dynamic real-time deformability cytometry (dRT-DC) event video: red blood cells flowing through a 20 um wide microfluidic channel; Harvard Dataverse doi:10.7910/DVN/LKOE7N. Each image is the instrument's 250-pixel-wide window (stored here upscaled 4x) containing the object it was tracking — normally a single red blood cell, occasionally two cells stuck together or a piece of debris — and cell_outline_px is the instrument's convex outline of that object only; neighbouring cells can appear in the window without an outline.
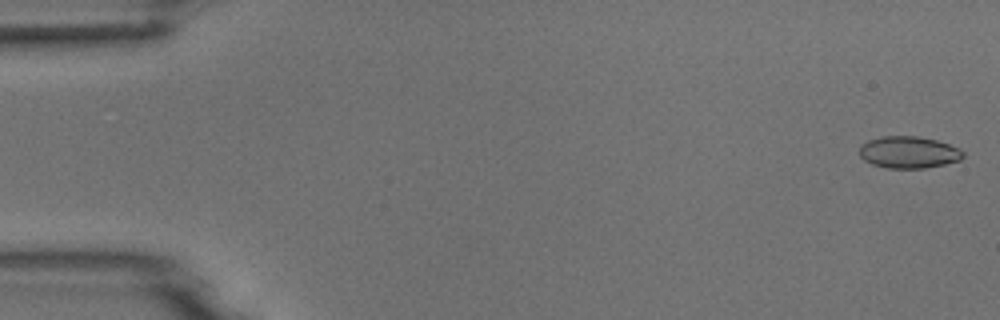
{"species": "common noctule bat (a hibernating species)", "species_latin": "Nyctalus noctula", "temperature_condition": "room temperature", "stored_images_in_passage": 5, "camera_frame_rate_fps": 3000, "um_per_image_px": 0.085, "animal": {"sex": "male", "body_mass_g": 18.8}, "frame": {"image": 1, "passage_image": 1, "time_ms": 0.0, "image_size_px": [1000, 320], "cell_outline_px": [[964, 156], [960, 160], [944, 164], [924, 168], [888, 168], [872, 164], [864, 160], [860, 156], [860, 144], [868, 140], [880, 136], [920, 136], [936, 140], [960, 148], [964, 152]], "centroid_in_image_um": [77.23, 12.93], "position_along_channel_um": 7.8, "area_um2": 19.36}}
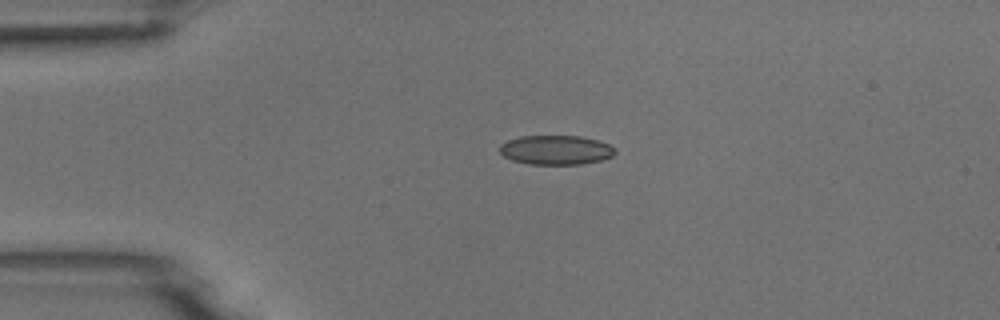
{"frame": {"image": 2, "passage_image": 4, "time_ms": 3.667, "image_size_px": [1000, 320], "cell_outline_px": [[616, 152], [612, 156], [600, 160], [580, 164], [528, 164], [512, 160], [504, 156], [500, 152], [500, 144], [508, 140], [520, 136], [580, 136], [596, 140], [608, 144]], "centroid_in_image_um": [47.21, 12.74], "position_along_channel_um": 37.8, "area_um2": 19.54}}